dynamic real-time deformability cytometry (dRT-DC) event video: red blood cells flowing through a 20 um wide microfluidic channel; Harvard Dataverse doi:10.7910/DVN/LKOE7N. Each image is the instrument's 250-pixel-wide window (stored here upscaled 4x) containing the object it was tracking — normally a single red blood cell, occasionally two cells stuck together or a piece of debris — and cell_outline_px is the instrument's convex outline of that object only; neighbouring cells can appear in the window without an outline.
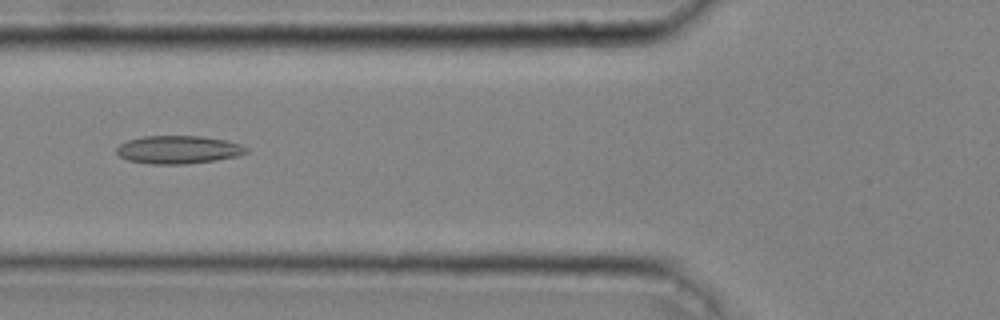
{"species": "common noctule bat (a hibernating species)", "species_latin": "Nyctalus noctula", "temperature_condition": "cold", "stored_images_in_passage": 45, "camera_frame_rate_fps": 3000, "um_per_image_px": 0.085, "animal": {"sex": "male", "body_mass_g": 20.4}, "frame": {"image": 1, "passage_image": 18, "time_ms": 5.667, "image_size_px": [1000, 320], "cell_outline_px": [[248, 152], [240, 156], [216, 160], [184, 164], [152, 164], [128, 160], [120, 156], [116, 152], [116, 148], [120, 144], [128, 140], [144, 136], [200, 136], [224, 140], [240, 144], [248, 148]], "centroid_in_image_um": [15.17, 12.72], "position_along_channel_um": 110.6, "area_um2": 21.15}}
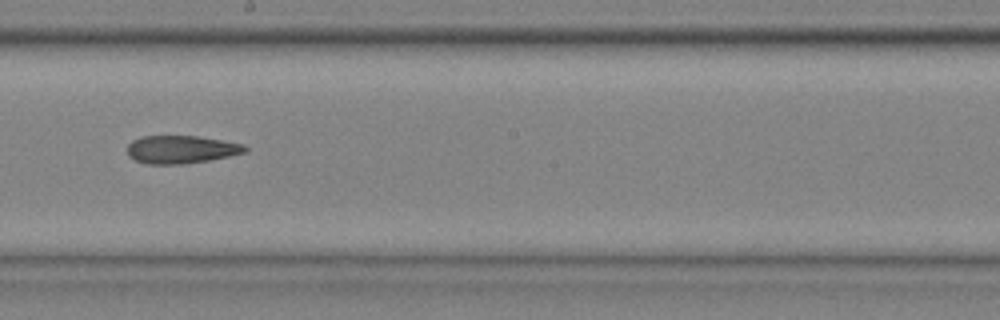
{"frame": {"image": 2, "passage_image": 27, "time_ms": 8.667, "image_size_px": [1000, 320], "cell_outline_px": [[248, 152], [208, 160], [184, 164], [148, 164], [136, 160], [128, 156], [128, 144], [132, 140], [140, 136], [196, 136], [244, 144], [248, 148]], "centroid_in_image_um": [15.39, 12.7], "position_along_channel_um": 232.8, "area_um2": 19.13}}
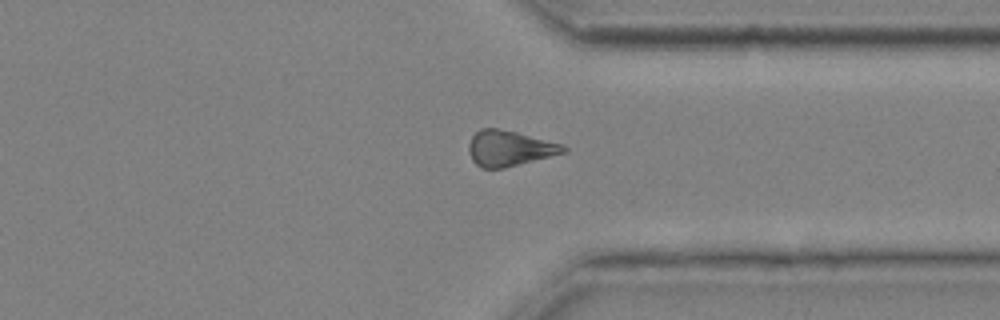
{"frame": {"image": 3, "passage_image": 37, "time_ms": 12.0, "image_size_px": [1000, 320], "cell_outline_px": [[568, 152], [504, 168], [480, 168], [472, 160], [468, 152], [468, 144], [472, 136], [480, 128], [496, 128], [516, 132], [564, 144], [568, 148]], "centroid_in_image_um": [43.31, 12.61], "position_along_channel_um": 368.1, "area_um2": 19.77}, "authors_computed_cell_mechanics": {"area_um2": 20.8658, "velocity_mm_per_s": 4.0727, "shape_relaxation_time_tau1_ms": null, "shape_relaxation_time_tau2_ms": 8.5443, "deformation_change_tau1": null, "deformation_change_tau2": 0.2032}}